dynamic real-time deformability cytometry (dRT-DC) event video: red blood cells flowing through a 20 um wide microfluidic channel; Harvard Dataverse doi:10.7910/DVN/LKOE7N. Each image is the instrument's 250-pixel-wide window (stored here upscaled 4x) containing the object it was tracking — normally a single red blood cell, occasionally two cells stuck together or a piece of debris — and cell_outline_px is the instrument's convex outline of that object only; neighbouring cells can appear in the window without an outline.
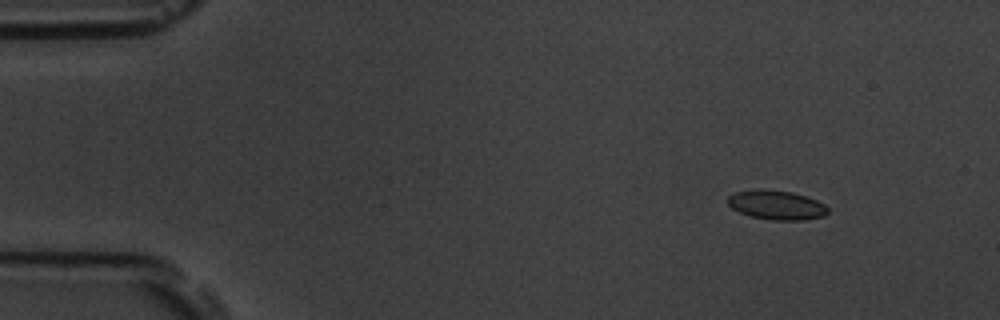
{"species": "common noctule bat (a hibernating species)", "species_latin": "Nyctalus noctula", "temperature_condition": "room temperature", "stored_images_in_passage": 51, "camera_frame_rate_fps": 3000, "um_per_image_px": 0.085, "animal": {"sex": "male", "body_mass_g": 19.5, "forearm_length_mm": 54.6}, "frame": {"image": 1, "passage_image": 1, "time_ms": 0.0, "image_size_px": [1000, 320], "cell_outline_px": [[828, 212], [824, 216], [804, 220], [772, 220], [752, 216], [740, 212], [732, 208], [728, 204], [728, 196], [736, 192], [760, 188], [764, 188], [792, 192], [816, 200], [824, 204], [828, 208]], "centroid_in_image_um": [66.0, 17.42], "position_along_channel_um": 19.0, "area_um2": 17.05}}
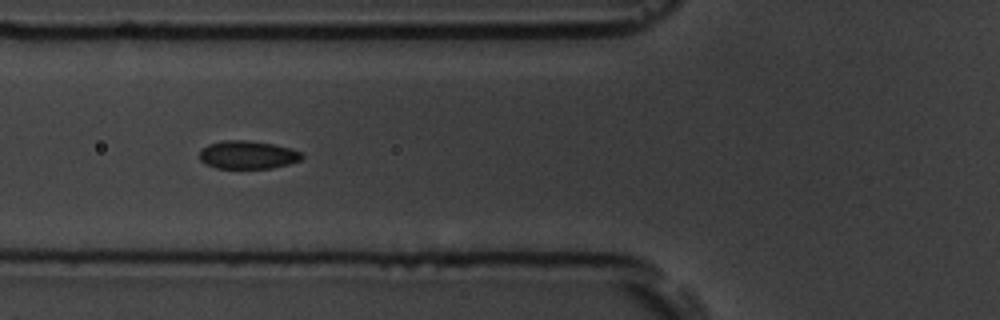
{"frame": {"image": 2, "passage_image": 16, "time_ms": 5.0, "image_size_px": [1000, 320], "cell_outline_px": [[304, 156], [300, 160], [288, 164], [272, 168], [216, 168], [204, 164], [200, 160], [200, 152], [208, 144], [224, 140], [248, 140], [272, 144], [288, 148], [300, 152]], "centroid_in_image_um": [21.03, 13.16], "position_along_channel_um": 104.8, "area_um2": 16.65}}
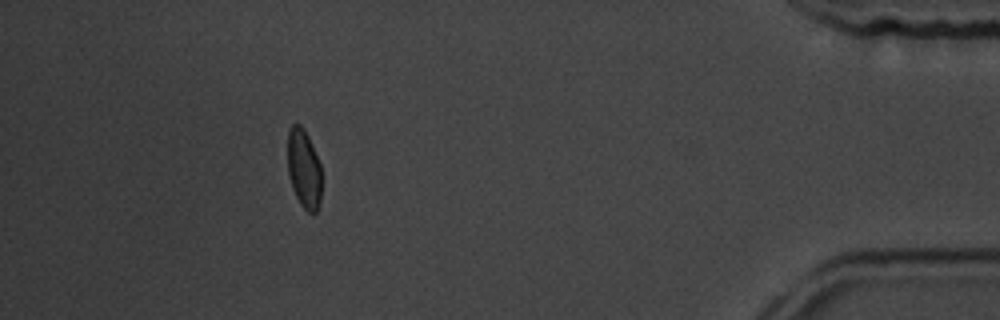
{"frame": {"image": 3, "passage_image": 46, "time_ms": 15.0, "image_size_px": [1000, 320], "cell_outline_px": [[320, 204], [316, 212], [312, 216], [300, 204], [292, 188], [288, 176], [288, 132], [292, 124], [300, 124], [304, 128], [308, 136], [320, 164]], "centroid_in_image_um": [25.82, 14.37], "position_along_channel_um": 409.4, "area_um2": 15.66}, "authors_computed_cell_mechanics": {"area_um2": 16.6464, "velocity_mm_per_s": 3.6087, "shape_relaxation_time_tau1_ms": 2.1483, "shape_relaxation_time_tau2_ms": 1.9509, "deformation_change_tau1": 0.0944, "deformation_change_tau2": 0.0434}}